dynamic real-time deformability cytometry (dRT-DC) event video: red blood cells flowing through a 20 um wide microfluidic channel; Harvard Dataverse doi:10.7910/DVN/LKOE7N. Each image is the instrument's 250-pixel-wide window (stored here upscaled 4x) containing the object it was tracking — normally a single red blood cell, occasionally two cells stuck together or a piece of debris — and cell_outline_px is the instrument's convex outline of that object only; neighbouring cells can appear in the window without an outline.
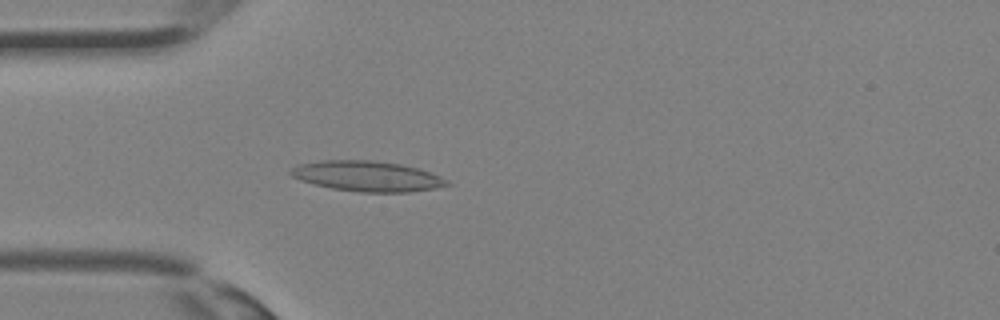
{"species": "Egyptian fruit bat (a non-hibernating species)", "species_latin": "Rousettus aegyptiacus", "temperature_condition": "room temperature", "stored_images_in_passage": 35, "camera_frame_rate_fps": 3000, "um_per_image_px": 0.085, "animal": {"sex": "female"}, "frame": {"image": 1, "passage_image": 10, "time_ms": 3.0, "image_size_px": [1000, 320], "cell_outline_px": [[452, 184], [436, 188], [408, 192], [360, 192], [332, 188], [300, 180], [292, 176], [288, 172], [296, 164], [320, 160], [372, 160], [400, 164], [420, 168], [432, 172], [448, 180]], "centroid_in_image_um": [31.23, 14.96], "position_along_channel_um": 53.8, "area_um2": 27.8}}
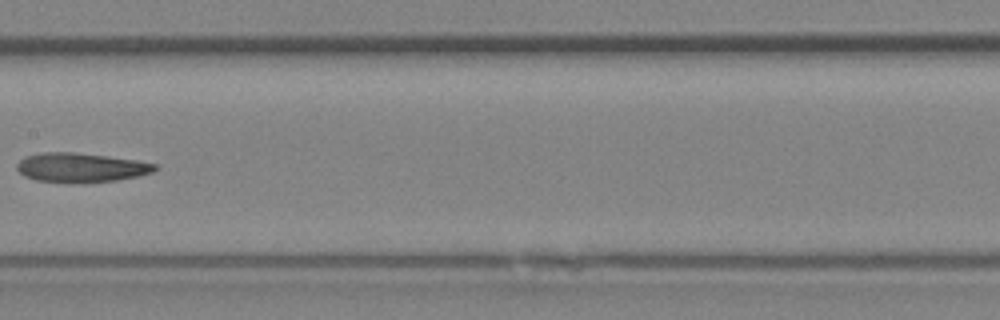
{"frame": {"image": 2, "passage_image": 18, "time_ms": 5.667, "image_size_px": [1000, 320], "cell_outline_px": [[156, 168], [152, 172], [136, 176], [116, 180], [72, 184], [36, 180], [24, 176], [16, 168], [16, 164], [24, 156], [40, 152], [72, 152], [136, 160], [156, 164]], "centroid_in_image_um": [6.8, 14.25], "position_along_channel_um": 200.6, "area_um2": 23.58}}
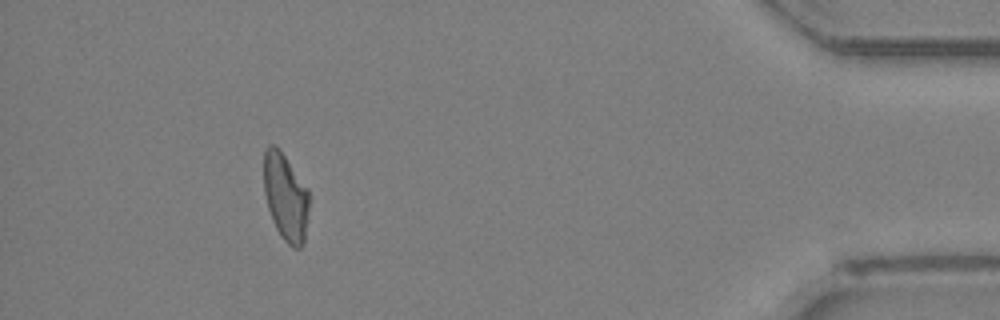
{"frame": {"image": 3, "passage_image": 32, "time_ms": 10.333, "image_size_px": [1000, 320], "cell_outline_px": [[308, 212], [304, 240], [300, 248], [292, 248], [280, 236], [272, 220], [268, 208], [264, 192], [264, 152], [268, 144], [276, 144], [280, 148], [308, 188]], "centroid_in_image_um": [24.26, 16.71], "position_along_channel_um": 410.9, "area_um2": 23.24}}